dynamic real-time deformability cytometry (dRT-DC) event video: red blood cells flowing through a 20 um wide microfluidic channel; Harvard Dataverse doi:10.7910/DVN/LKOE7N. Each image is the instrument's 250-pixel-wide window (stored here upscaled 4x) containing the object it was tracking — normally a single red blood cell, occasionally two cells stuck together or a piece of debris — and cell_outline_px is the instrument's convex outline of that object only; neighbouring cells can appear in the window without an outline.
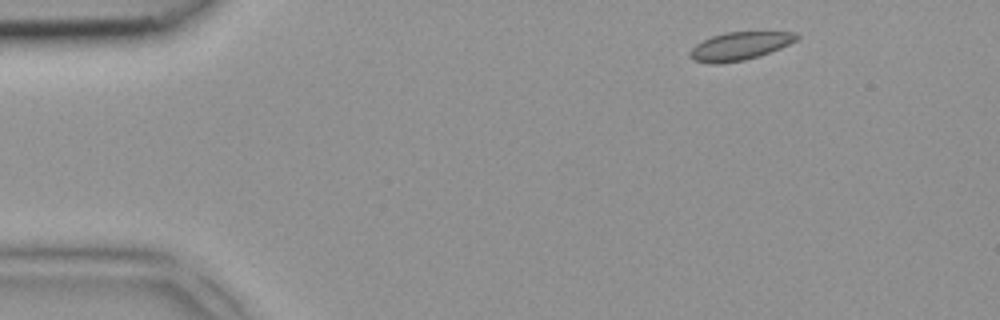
{"species": "common noctule bat (a hibernating species)", "species_latin": "Nyctalus noctula", "temperature_condition": "room temperature", "stored_images_in_passage": 3, "camera_frame_rate_fps": 3000, "um_per_image_px": 0.085, "animal": {"sex": "female", "body_mass_g": 18.4}, "frame": {"image": 1, "passage_image": 1, "time_ms": 0.0, "image_size_px": [1000, 320], "cell_outline_px": [[800, 36], [796, 40], [780, 48], [744, 60], [716, 64], [708, 64], [692, 60], [688, 52], [696, 44], [712, 36], [724, 32], [796, 32]], "centroid_in_image_um": [62.83, 3.92], "position_along_channel_um": 22.2, "area_um2": 17.28}}
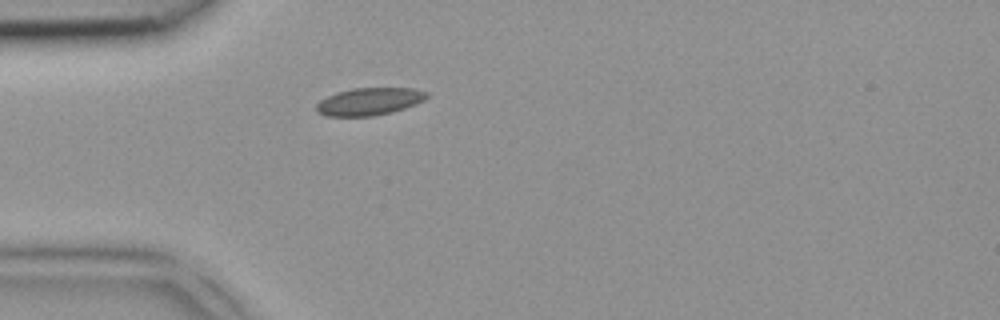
{"frame": {"image": 2, "passage_image": 3, "time_ms": 0.667, "image_size_px": [1000, 320], "cell_outline_px": [[428, 96], [424, 100], [416, 104], [392, 112], [372, 116], [324, 116], [316, 112], [316, 104], [320, 100], [336, 92], [352, 88], [412, 88], [428, 92]], "centroid_in_image_um": [31.37, 8.63], "position_along_channel_um": 53.6, "area_um2": 17.74}}